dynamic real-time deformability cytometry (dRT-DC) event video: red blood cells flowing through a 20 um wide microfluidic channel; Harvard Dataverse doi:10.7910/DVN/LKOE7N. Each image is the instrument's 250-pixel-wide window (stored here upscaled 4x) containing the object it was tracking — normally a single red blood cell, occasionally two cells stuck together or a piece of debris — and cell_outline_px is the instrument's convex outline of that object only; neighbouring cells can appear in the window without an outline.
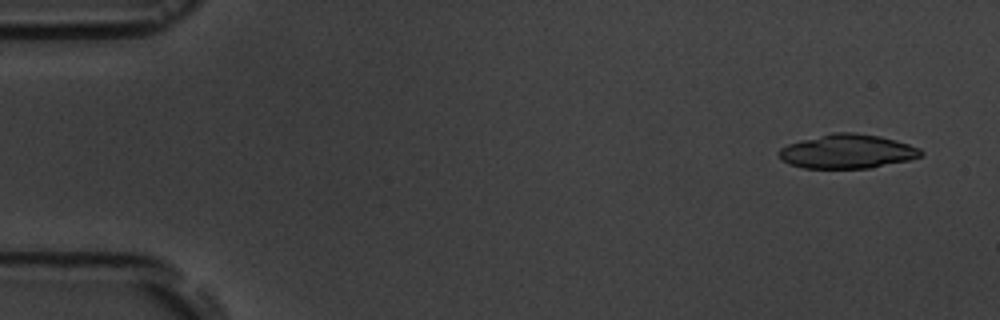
{"species": "common noctule bat (a hibernating species)", "species_latin": "Nyctalus noctula", "temperature_condition": "room temperature", "stored_images_in_passage": 4, "camera_frame_rate_fps": 3000, "um_per_image_px": 0.085, "animal": {"sex": "male", "body_mass_g": 19.5, "forearm_length_mm": 54.6}, "frame": {"image": 1, "passage_image": 1, "time_ms": 0.0, "image_size_px": [1000, 320], "cell_outline_px": [[924, 152], [920, 156], [908, 160], [872, 168], [804, 168], [788, 164], [780, 156], [780, 148], [788, 144], [832, 132], [856, 132], [880, 136], [896, 140], [920, 148]], "centroid_in_image_um": [72.05, 12.87], "position_along_channel_um": 12.9, "area_um2": 28.09}}